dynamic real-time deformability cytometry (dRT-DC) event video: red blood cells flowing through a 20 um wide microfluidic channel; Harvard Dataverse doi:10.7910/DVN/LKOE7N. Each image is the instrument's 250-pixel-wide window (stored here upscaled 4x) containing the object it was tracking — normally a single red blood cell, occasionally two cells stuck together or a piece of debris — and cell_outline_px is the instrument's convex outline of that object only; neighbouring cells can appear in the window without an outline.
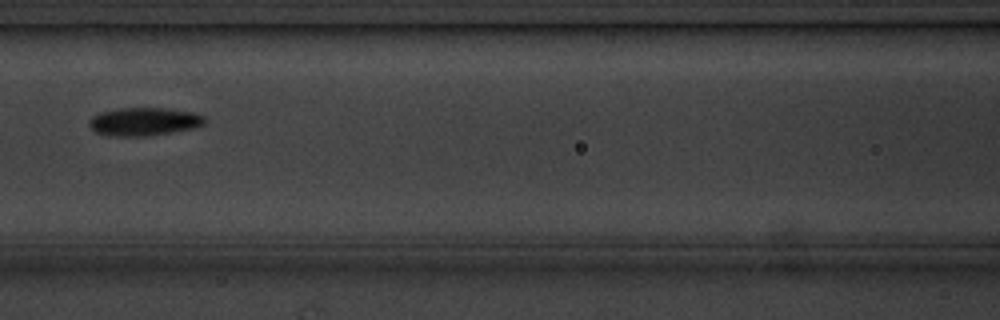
{"species": "common noctule bat (a hibernating species)", "species_latin": "Nyctalus noctula", "temperature_condition": "cold", "stored_images_in_passage": 8, "camera_frame_rate_fps": 3000, "um_per_image_px": 0.085, "animal": {"sex": "male", "body_mass_g": 20.1, "forearm_length_mm": 53.5}, "frame": {"image": 1, "passage_image": 5, "time_ms": 4.667, "image_size_px": [1000, 320], "cell_outline_px": [[208, 120], [204, 124], [196, 128], [172, 132], [144, 136], [108, 136], [96, 132], [88, 124], [88, 120], [92, 116], [100, 112], [120, 108], [164, 108], [196, 112], [204, 116]], "centroid_in_image_um": [12.27, 10.33], "position_along_channel_um": 154.3, "area_um2": 19.19}}
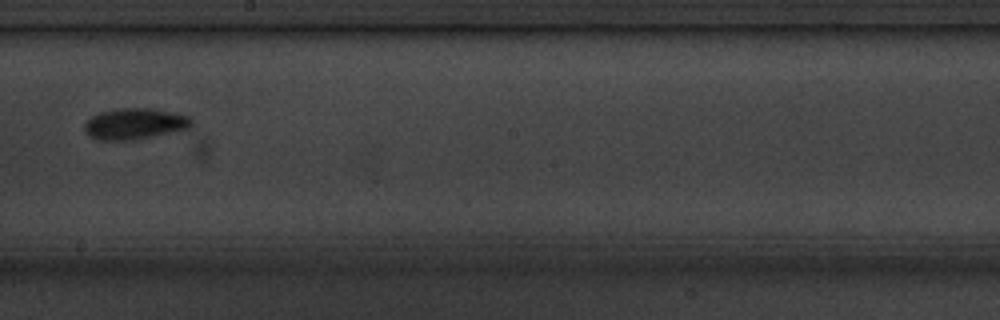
{"frame": {"image": 2, "passage_image": 7, "time_ms": 7.0, "image_size_px": [1000, 320], "cell_outline_px": [[192, 124], [188, 128], [132, 140], [100, 140], [84, 132], [84, 124], [92, 116], [100, 112], [120, 108], [152, 108], [192, 116]], "centroid_in_image_um": [11.45, 10.5], "position_along_channel_um": 236.7, "area_um2": 19.19}}